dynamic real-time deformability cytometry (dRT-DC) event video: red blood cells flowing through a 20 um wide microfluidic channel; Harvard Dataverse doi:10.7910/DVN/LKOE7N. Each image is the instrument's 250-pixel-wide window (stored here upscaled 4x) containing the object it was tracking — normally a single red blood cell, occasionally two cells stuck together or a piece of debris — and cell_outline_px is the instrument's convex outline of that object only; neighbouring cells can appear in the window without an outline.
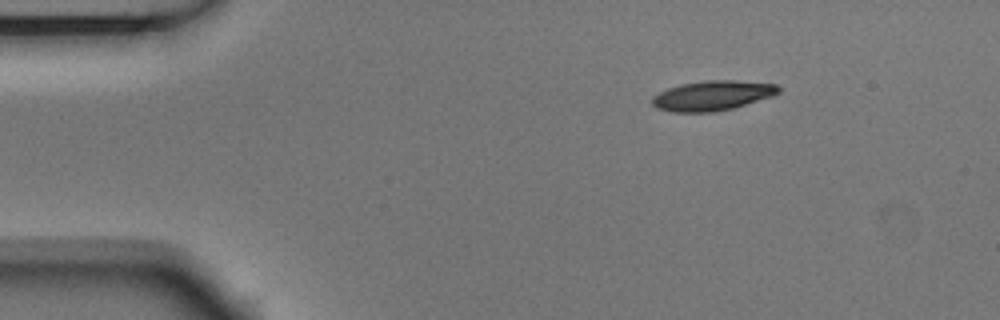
{"species": "Egyptian fruit bat (a non-hibernating species)", "species_latin": "Rousettus aegyptiacus", "temperature_condition": "room temperature", "stored_images_in_passage": 2, "camera_frame_rate_fps": 3000, "um_per_image_px": 0.085, "animal": {"sex": "male"}, "frame": {"image": 1, "passage_image": 1, "time_ms": 0.0, "image_size_px": [1000, 320], "cell_outline_px": [[780, 92], [772, 96], [732, 108], [712, 112], [676, 112], [656, 108], [652, 104], [652, 96], [668, 88], [680, 84], [704, 80], [736, 80], [776, 84], [780, 88]], "centroid_in_image_um": [60.54, 8.11], "position_along_channel_um": 24.5, "area_um2": 21.91}}